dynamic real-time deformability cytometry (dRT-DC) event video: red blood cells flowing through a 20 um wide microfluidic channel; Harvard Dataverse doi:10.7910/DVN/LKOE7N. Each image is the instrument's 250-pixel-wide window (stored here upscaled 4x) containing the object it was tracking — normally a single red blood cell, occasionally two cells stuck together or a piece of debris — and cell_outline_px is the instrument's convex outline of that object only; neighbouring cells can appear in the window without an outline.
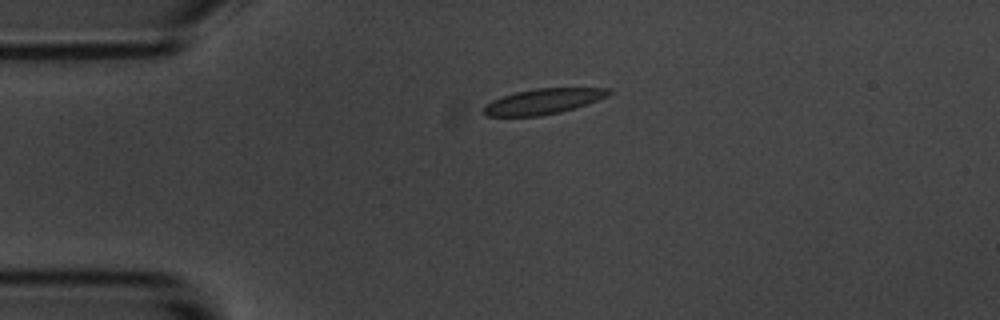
{"species": "common noctule bat (a hibernating species)", "species_latin": "Nyctalus noctula", "temperature_condition": "room temperature", "stored_images_in_passage": 2, "camera_frame_rate_fps": 3000, "um_per_image_px": 0.085, "animal": {"sex": "male", "body_mass_g": 20.1, "forearm_length_mm": 53.5}, "frame": {"image": 1, "passage_image": 1, "time_ms": 0.0, "image_size_px": [1000, 320], "cell_outline_px": [[612, 92], [588, 104], [560, 112], [540, 116], [484, 116], [480, 112], [492, 100], [500, 96], [516, 92], [536, 88], [612, 88]], "centroid_in_image_um": [46.12, 8.62], "position_along_channel_um": 38.9, "area_um2": 18.5}}